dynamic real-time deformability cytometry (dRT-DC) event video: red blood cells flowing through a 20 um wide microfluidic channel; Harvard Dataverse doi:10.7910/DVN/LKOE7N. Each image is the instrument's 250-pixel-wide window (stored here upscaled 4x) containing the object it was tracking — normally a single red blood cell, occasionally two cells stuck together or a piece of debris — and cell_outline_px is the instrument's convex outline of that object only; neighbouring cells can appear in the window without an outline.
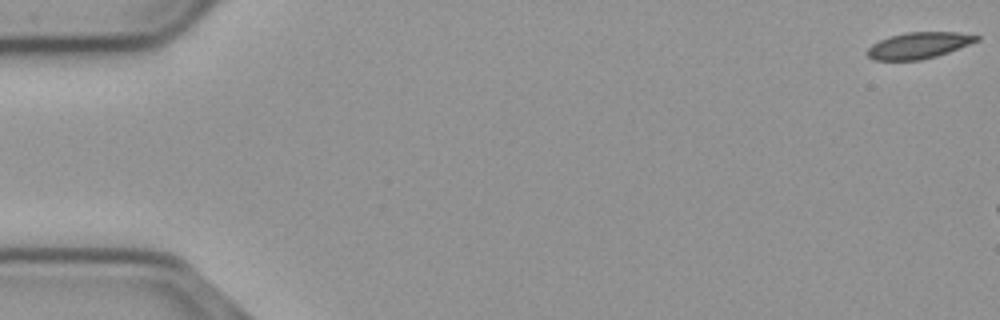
{"species": "common noctule bat (a hibernating species)", "species_latin": "Nyctalus noctula", "temperature_condition": "cold", "stored_images_in_passage": 7, "camera_frame_rate_fps": 3000, "um_per_image_px": 0.085, "animal": {"sex": "male", "body_mass_g": 23.1, "forearm_length_mm": 52.7}, "frame": {"image": 1, "passage_image": 1, "time_ms": 0.0, "image_size_px": [1000, 320], "cell_outline_px": [[980, 40], [948, 52], [936, 56], [920, 60], [872, 60], [864, 52], [872, 44], [888, 36], [908, 32], [960, 32], [980, 36]], "centroid_in_image_um": [78.07, 3.86], "position_along_channel_um": 6.9, "area_um2": 16.82}}